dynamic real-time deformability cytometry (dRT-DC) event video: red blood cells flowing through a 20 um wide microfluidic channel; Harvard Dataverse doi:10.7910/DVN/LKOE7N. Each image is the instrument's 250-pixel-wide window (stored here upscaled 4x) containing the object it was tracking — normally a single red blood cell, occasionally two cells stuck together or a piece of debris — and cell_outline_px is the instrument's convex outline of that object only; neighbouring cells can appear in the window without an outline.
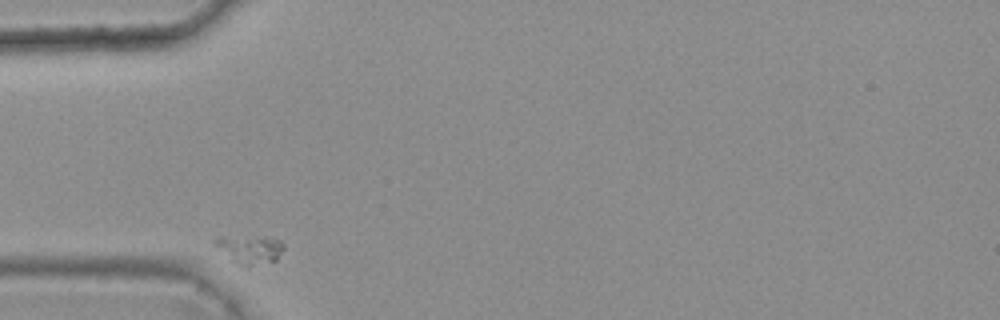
{"species": "common noctule bat (a hibernating species)", "species_latin": "Nyctalus noctula", "temperature_condition": "warm", "stored_images_in_passage": 3, "camera_frame_rate_fps": 3000, "um_per_image_px": 0.085, "animal": {"sex": "female", "body_mass_g": 25.1}, "frame": {"image": 1, "passage_image": 1, "time_ms": 0.0, "image_size_px": [1000, 320], "cell_outline_px": [[284, 248], [276, 260], [248, 268], [244, 268], [236, 264], [212, 244], [212, 240], [216, 236], [268, 236], [280, 240], [284, 244]], "centroid_in_image_um": [21.19, 21.19], "position_along_channel_um": 63.8, "area_um2": 12.08}}
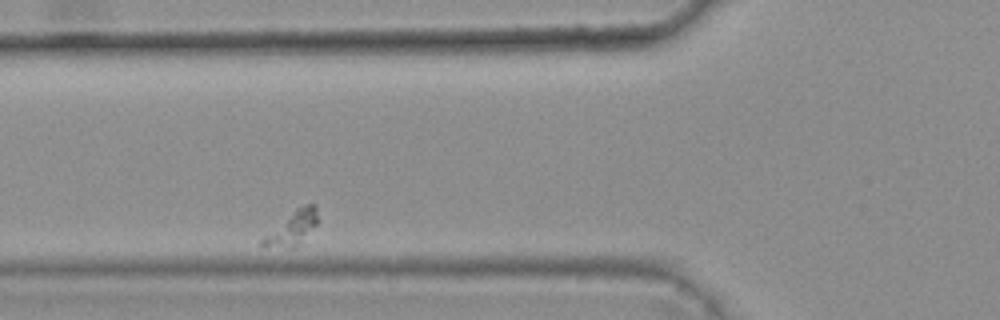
{"frame": {"image": 2, "passage_image": 2, "time_ms": 0.333, "image_size_px": [1000, 320], "cell_outline_px": [[316, 224], [304, 244], [292, 248], [288, 248], [260, 244], [260, 240], [264, 236], [296, 208], [308, 204], [316, 204]], "centroid_in_image_um": [24.89, 19.42], "position_along_channel_um": 100.9, "area_um2": 10.69}}